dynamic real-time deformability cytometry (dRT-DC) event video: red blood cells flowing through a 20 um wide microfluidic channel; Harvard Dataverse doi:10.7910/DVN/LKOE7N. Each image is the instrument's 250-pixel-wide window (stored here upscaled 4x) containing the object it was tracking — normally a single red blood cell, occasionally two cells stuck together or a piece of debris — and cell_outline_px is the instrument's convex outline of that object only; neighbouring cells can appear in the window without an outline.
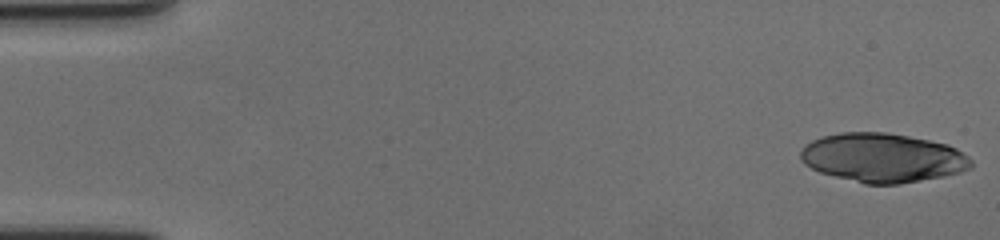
{"species": "human", "species_latin": "Homo sapiens", "temperature_condition": "cold", "stored_images_in_passage": 57, "camera_frame_rate_fps": 3000, "um_per_image_px": 0.085, "donor": {"sex": "female"}, "frame": {"image": 1, "passage_image": 1, "time_ms": 0.0, "image_size_px": [1000, 240], "cell_outline_px": [[972, 168], [960, 172], [900, 184], [864, 184], [820, 172], [804, 164], [800, 156], [800, 152], [812, 140], [824, 136], [840, 132], [888, 132], [948, 144], [956, 148], [968, 156], [972, 160]], "centroid_in_image_um": [75.04, 13.4], "position_along_channel_um": 10.0, "area_um2": 48.49}}
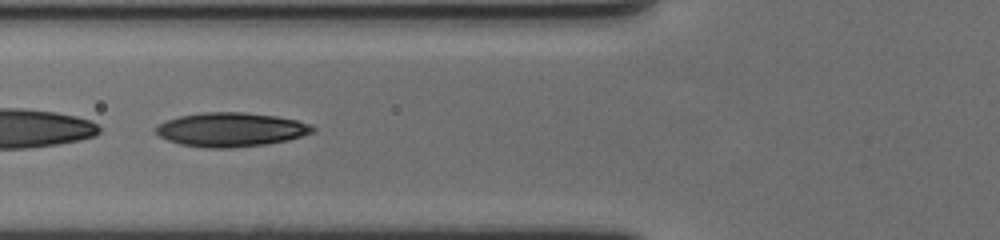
{"frame": {"image": 2, "passage_image": 23, "time_ms": 7.333, "image_size_px": [1000, 240], "cell_outline_px": [[316, 128], [312, 132], [288, 140], [264, 144], [232, 148], [204, 148], [180, 144], [168, 140], [160, 136], [156, 132], [156, 128], [160, 124], [168, 120], [180, 116], [204, 112], [244, 112], [276, 116], [296, 120], [308, 124]], "centroid_in_image_um": [19.62, 11.02], "position_along_channel_um": 106.2, "area_um2": 30.81}}
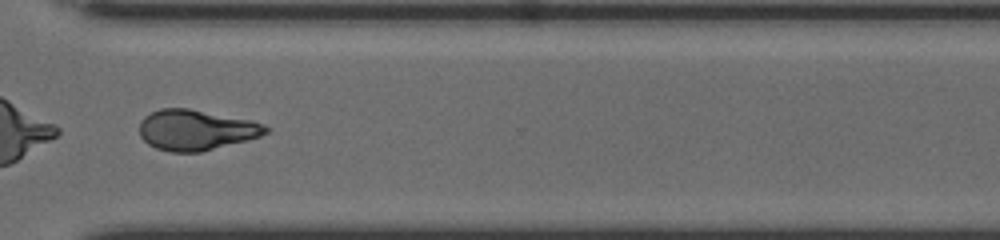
{"frame": {"image": 3, "passage_image": 44, "time_ms": 14.333, "image_size_px": [1000, 240], "cell_outline_px": [[268, 132], [260, 136], [200, 152], [172, 152], [156, 148], [148, 144], [140, 136], [140, 120], [144, 116], [160, 108], [188, 108], [252, 120], [264, 124], [268, 128]], "centroid_in_image_um": [16.63, 11.04], "position_along_channel_um": 354.0, "area_um2": 29.65}, "authors_computed_cell_mechanics": {"area_um2": 31.6166, "velocity_mm_per_s": 3.5394, "shape_relaxation_time_tau1_ms": 10.0116, "shape_relaxation_time_tau2_ms": 3.1762, "deformation_change_tau1": 0.222, "deformation_change_tau2": 0.083}}